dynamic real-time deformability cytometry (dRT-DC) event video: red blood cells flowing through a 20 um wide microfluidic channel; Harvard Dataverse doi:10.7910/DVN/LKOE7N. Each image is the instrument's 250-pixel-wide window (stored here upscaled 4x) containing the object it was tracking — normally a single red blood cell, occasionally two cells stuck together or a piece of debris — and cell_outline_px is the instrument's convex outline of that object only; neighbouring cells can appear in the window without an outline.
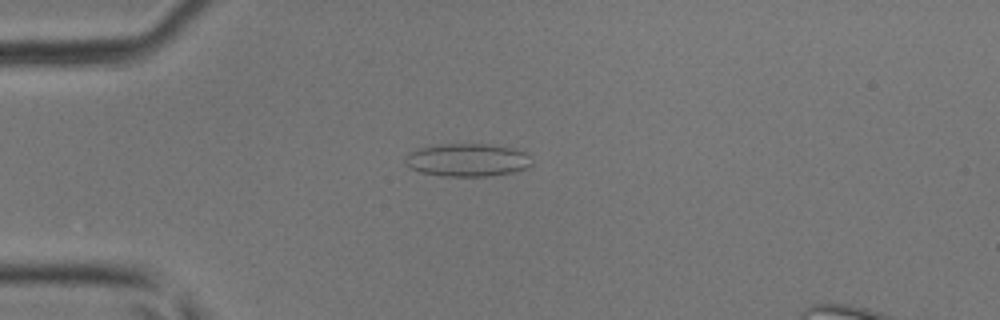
{"species": "common noctule bat (a hibernating species)", "species_latin": "Nyctalus noctula", "temperature_condition": "room temperature", "stored_images_in_passage": 45, "segment_of_instrument_passage": [1, 2], "camera_frame_rate_fps": 3000, "um_per_image_px": 0.085, "animal": {"sex": "male", "body_mass_g": 17.9, "forearm_length_mm": 54.2}, "frame": {"image": 1, "passage_image": 11, "time_ms": 3.333, "image_size_px": [1000, 320], "cell_outline_px": [[532, 164], [524, 168], [512, 172], [488, 176], [440, 176], [420, 172], [408, 168], [404, 164], [404, 160], [408, 152], [416, 148], [436, 144], [488, 144], [512, 148], [524, 152], [528, 156]], "centroid_in_image_um": [39.62, 13.59], "position_along_channel_um": 45.4, "area_um2": 24.45}}
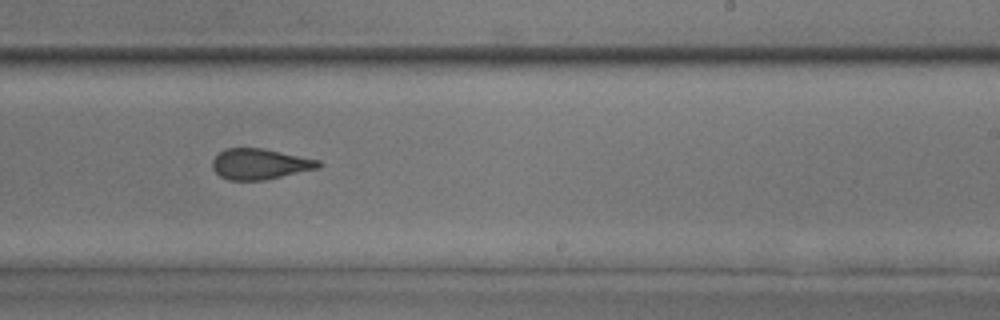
{"frame": {"image": 2, "passage_image": 27, "time_ms": 8.667, "image_size_px": [1000, 320], "cell_outline_px": [[324, 164], [320, 168], [264, 180], [228, 180], [220, 176], [212, 168], [212, 160], [224, 148], [260, 148], [320, 160]], "centroid_in_image_um": [22.1, 13.95], "position_along_channel_um": 266.9, "area_um2": 18.96}}
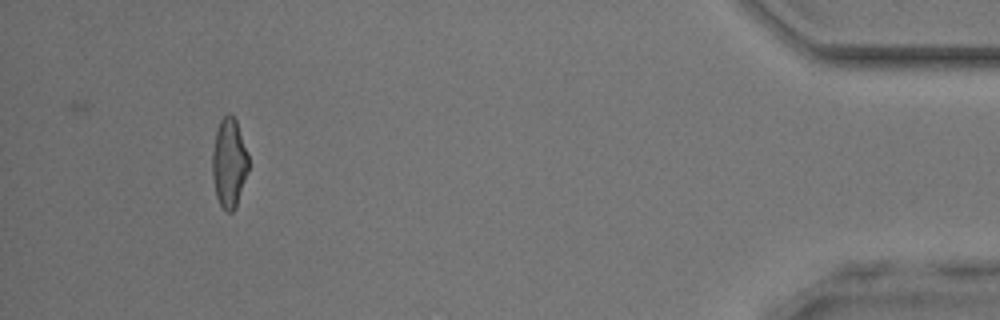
{"frame": {"image": 3, "passage_image": 41, "time_ms": 13.333, "image_size_px": [1000, 320], "cell_outline_px": [[248, 172], [236, 204], [232, 212], [228, 212], [220, 204], [216, 196], [212, 176], [212, 152], [216, 132], [220, 120], [228, 112], [232, 112], [236, 120], [248, 152]], "centroid_in_image_um": [19.47, 13.79], "position_along_channel_um": 415.7, "area_um2": 18.79}}